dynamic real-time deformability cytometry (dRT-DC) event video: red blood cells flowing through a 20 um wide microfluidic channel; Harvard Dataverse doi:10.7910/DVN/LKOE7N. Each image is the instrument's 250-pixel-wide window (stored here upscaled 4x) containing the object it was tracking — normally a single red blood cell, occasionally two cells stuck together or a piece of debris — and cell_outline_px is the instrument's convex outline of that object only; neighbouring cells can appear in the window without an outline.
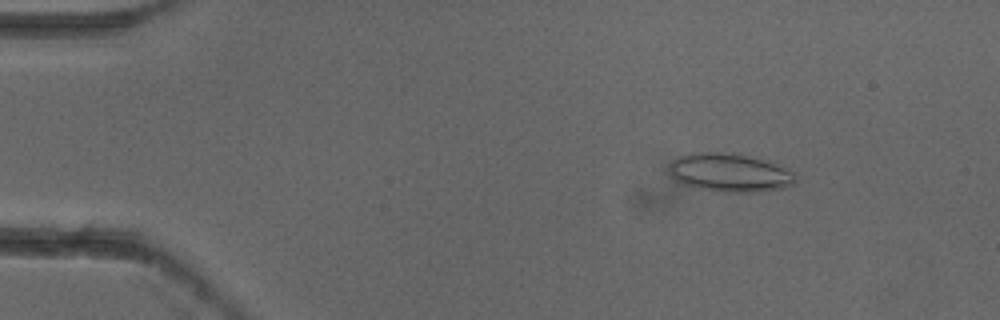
{"species": "common noctule bat (a hibernating species)", "species_latin": "Nyctalus noctula", "temperature_condition": "cold", "stored_images_in_passage": 6, "camera_frame_rate_fps": 3000, "um_per_image_px": 0.085, "animal": {"sex": "female"}, "frame": {"image": 1, "passage_image": 3, "time_ms": 0.667, "image_size_px": [1000, 320], "cell_outline_px": [[796, 180], [792, 184], [784, 188], [760, 192], [724, 192], [700, 188], [684, 184], [676, 180], [672, 176], [672, 160], [680, 156], [692, 152], [720, 152], [748, 156], [764, 160], [788, 168], [792, 172]], "centroid_in_image_um": [62.07, 14.68], "position_along_channel_um": 22.9, "area_um2": 27.92}}
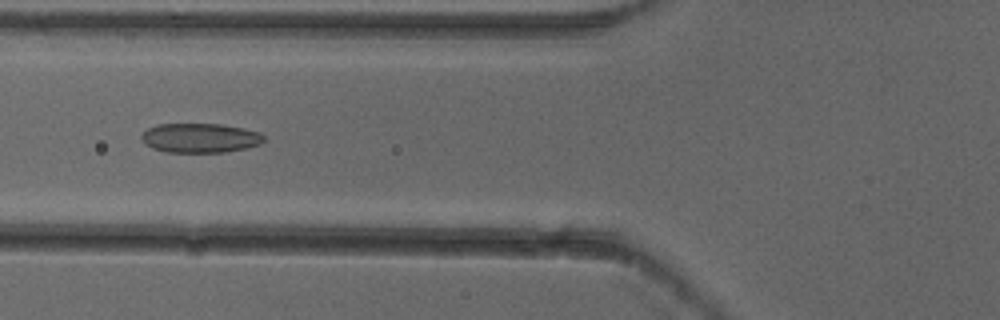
{"frame": {"image": 2, "passage_image": 6, "time_ms": 1.667, "image_size_px": [1000, 320], "cell_outline_px": [[264, 140], [260, 144], [248, 148], [224, 152], [168, 152], [152, 148], [144, 144], [140, 140], [140, 136], [148, 128], [156, 124], [220, 124], [244, 128], [260, 132], [264, 136]], "centroid_in_image_um": [17.0, 11.72], "position_along_channel_um": 108.8, "area_um2": 21.15}}